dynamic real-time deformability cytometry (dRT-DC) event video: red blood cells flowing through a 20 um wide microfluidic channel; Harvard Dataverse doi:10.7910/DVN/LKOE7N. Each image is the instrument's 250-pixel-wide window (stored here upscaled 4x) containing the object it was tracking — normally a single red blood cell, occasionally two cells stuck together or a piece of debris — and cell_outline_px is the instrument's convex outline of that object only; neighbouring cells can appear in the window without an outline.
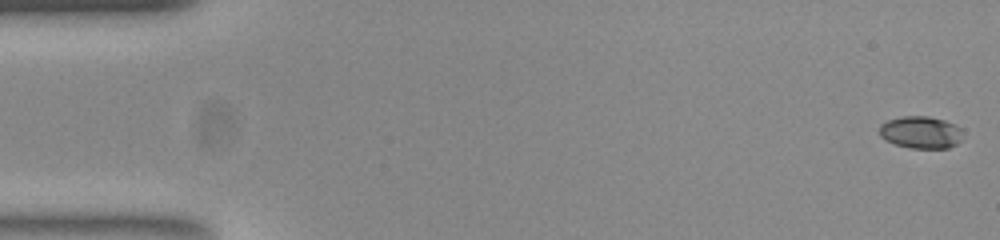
{"species": "common noctule bat (a hibernating species)", "species_latin": "Nyctalus noctula", "temperature_condition": "room temperature", "stored_images_in_passage": 53, "camera_frame_rate_fps": 3000, "um_per_image_px": 0.085, "animal": {"sex": "female", "body_mass_g": 23.0, "forearm_length_mm": 53.4}, "frame": {"image": 1, "passage_image": 1, "time_ms": 0.0, "image_size_px": [1000, 240], "cell_outline_px": [[960, 140], [956, 144], [948, 148], [908, 148], [884, 140], [880, 136], [880, 124], [888, 120], [900, 116], [928, 116], [944, 120], [956, 124], [960, 128]], "centroid_in_image_um": [78.23, 11.24], "position_along_channel_um": 6.8, "area_um2": 15.66}}
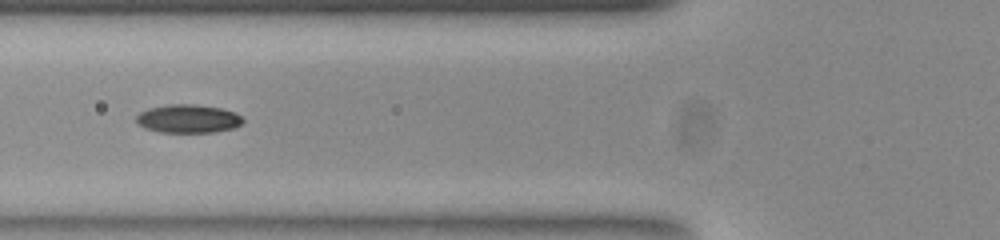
{"frame": {"image": 2, "passage_image": 20, "time_ms": 6.333, "image_size_px": [1000, 240], "cell_outline_px": [[244, 120], [240, 124], [232, 128], [212, 132], [160, 132], [144, 128], [136, 120], [136, 116], [140, 112], [148, 108], [164, 104], [196, 104], [220, 108], [236, 112]], "centroid_in_image_um": [15.96, 10.07], "position_along_channel_um": 109.8, "area_um2": 17.63}}
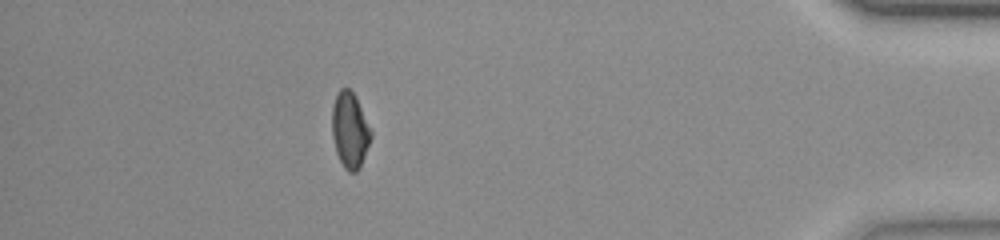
{"frame": {"image": 3, "passage_image": 47, "time_ms": 15.333, "image_size_px": [1000, 240], "cell_outline_px": [[372, 136], [360, 168], [356, 172], [348, 172], [344, 168], [336, 152], [332, 132], [332, 104], [340, 88], [348, 88], [356, 96], [372, 132]], "centroid_in_image_um": [29.74, 11.07], "position_along_channel_um": 405.5, "area_um2": 17.17}, "authors_computed_cell_mechanics": {"area_um2": 16.9932, "velocity_mm_per_s": 3.8772, "shape_relaxation_time_tau1_ms": 8.953, "shape_relaxation_time_tau2_ms": 4.2749, "deformation_change_tau1": 0.1969, "deformation_change_tau2": 0.0752}}